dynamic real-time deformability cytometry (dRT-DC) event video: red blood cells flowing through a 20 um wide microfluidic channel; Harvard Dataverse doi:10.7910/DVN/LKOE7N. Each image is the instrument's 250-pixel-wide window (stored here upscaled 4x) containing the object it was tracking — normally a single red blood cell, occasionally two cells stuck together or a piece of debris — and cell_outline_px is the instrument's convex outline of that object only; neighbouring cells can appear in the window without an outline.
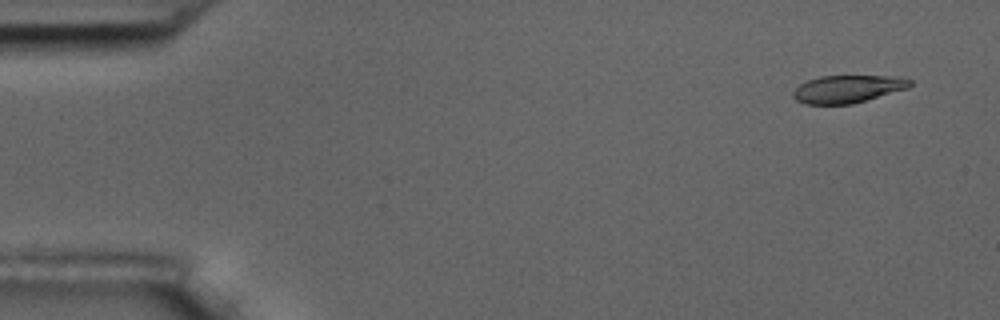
{"species": "common noctule bat (a hibernating species)", "species_latin": "Nyctalus noctula", "temperature_condition": "room temperature", "stored_images_in_passage": 4, "camera_frame_rate_fps": 3000, "um_per_image_px": 0.085, "animal": {"sex": "male", "body_mass_g": 17.5, "forearm_length_mm": 52.3}, "frame": {"image": 1, "passage_image": 1, "time_ms": 0.0, "image_size_px": [1000, 320], "cell_outline_px": [[912, 84], [908, 88], [852, 104], [804, 104], [796, 100], [792, 96], [792, 92], [800, 84], [808, 80], [820, 76], [900, 76], [912, 80]], "centroid_in_image_um": [72.05, 7.56], "position_along_channel_um": 12.9, "area_um2": 18.84}}
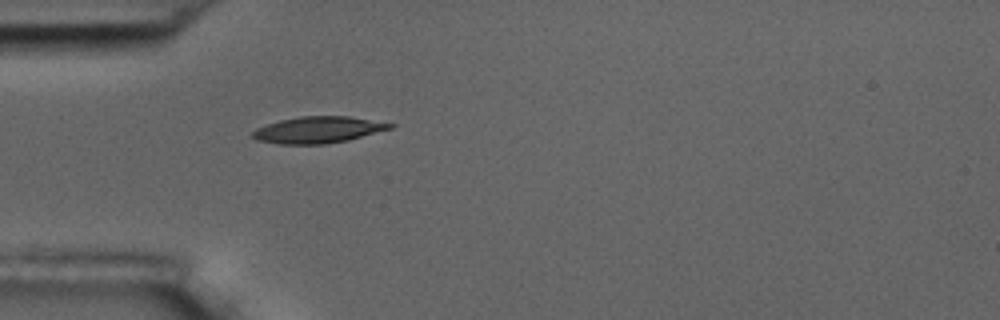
{"frame": {"image": 2, "passage_image": 4, "time_ms": 4.333, "image_size_px": [1000, 320], "cell_outline_px": [[396, 124], [392, 128], [348, 140], [324, 144], [280, 144], [256, 140], [252, 136], [252, 132], [256, 128], [280, 120], [300, 116], [348, 116]], "centroid_in_image_um": [27.03, 11.03], "position_along_channel_um": 58.0, "area_um2": 21.1}}